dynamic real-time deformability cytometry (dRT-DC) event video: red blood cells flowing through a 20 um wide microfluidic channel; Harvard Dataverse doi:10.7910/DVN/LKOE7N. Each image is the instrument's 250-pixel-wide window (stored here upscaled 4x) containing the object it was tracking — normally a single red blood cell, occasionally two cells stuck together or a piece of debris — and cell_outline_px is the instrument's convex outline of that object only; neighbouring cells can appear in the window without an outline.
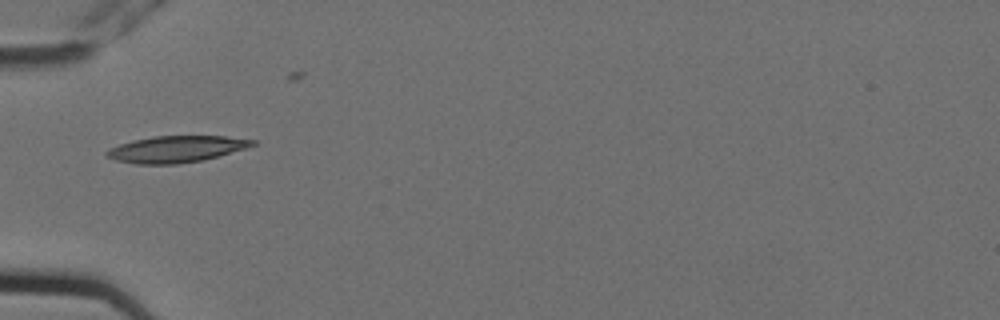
{"species": "Egyptian fruit bat (a non-hibernating species)", "species_latin": "Rousettus aegyptiacus", "temperature_condition": "cold", "stored_images_in_passage": 9, "camera_frame_rate_fps": 3000, "um_per_image_px": 0.085, "animal": {"sex": "female"}, "frame": {"image": 1, "passage_image": 6, "time_ms": 1.667, "image_size_px": [1000, 320], "cell_outline_px": [[256, 144], [244, 148], [216, 156], [200, 160], [176, 164], [136, 164], [116, 160], [104, 156], [104, 152], [120, 144], [132, 140], [152, 136], [224, 136], [256, 140]], "centroid_in_image_um": [14.92, 12.67], "position_along_channel_um": 70.1, "area_um2": 22.25}}
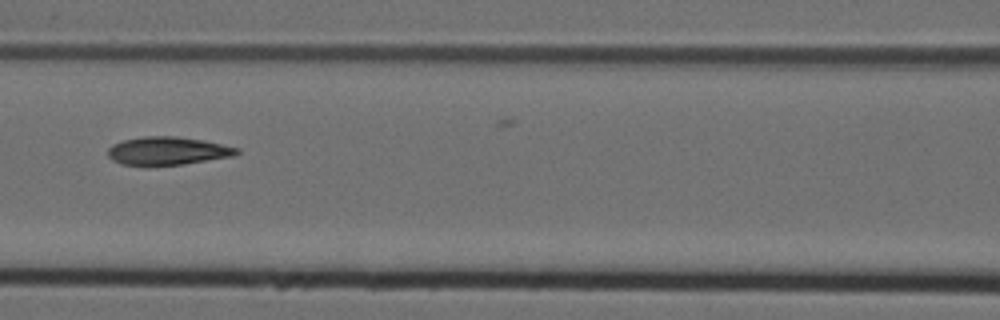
{"frame": {"image": 2, "passage_image": 8, "time_ms": 2.333, "image_size_px": [1000, 320], "cell_outline_px": [[240, 152], [232, 156], [184, 164], [148, 168], [120, 164], [112, 160], [108, 156], [108, 148], [112, 144], [124, 140], [144, 136], [176, 136], [204, 140], [240, 148]], "centroid_in_image_um": [14.2, 12.86], "position_along_channel_um": 152.4, "area_um2": 21.79}}
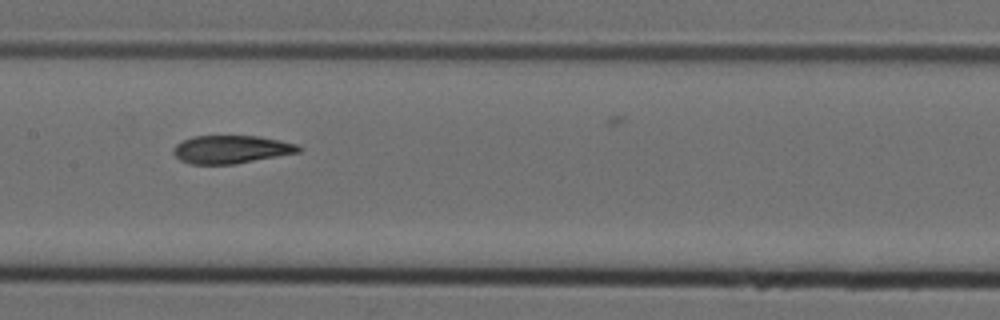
{"frame": {"image": 3, "passage_image": 9, "time_ms": 2.667, "image_size_px": [1000, 320], "cell_outline_px": [[304, 148], [300, 152], [236, 164], [188, 164], [180, 160], [172, 152], [176, 144], [192, 136], [260, 136], [280, 140], [296, 144]], "centroid_in_image_um": [19.67, 12.7], "position_along_channel_um": 187.7, "area_um2": 20.58}}